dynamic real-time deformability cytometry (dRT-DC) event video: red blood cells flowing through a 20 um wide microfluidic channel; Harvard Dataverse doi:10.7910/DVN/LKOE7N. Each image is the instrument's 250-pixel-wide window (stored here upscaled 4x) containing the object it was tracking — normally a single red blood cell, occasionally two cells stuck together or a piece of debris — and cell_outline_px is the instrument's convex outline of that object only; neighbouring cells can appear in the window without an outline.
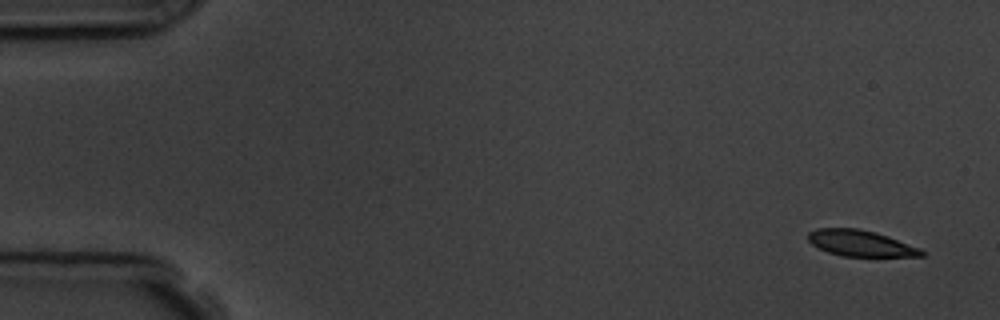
{"species": "common noctule bat (a hibernating species)", "species_latin": "Nyctalus noctula", "temperature_condition": "room temperature", "stored_images_in_passage": 6, "camera_frame_rate_fps": 3000, "um_per_image_px": 0.085, "animal": {"sex": "male", "body_mass_g": 19.5, "forearm_length_mm": 54.6}, "frame": {"image": 1, "passage_image": 1, "time_ms": 0.0, "image_size_px": [1000, 320], "cell_outline_px": [[924, 256], [844, 256], [828, 252], [812, 244], [808, 240], [808, 232], [816, 228], [860, 228], [876, 232], [888, 236], [920, 248], [924, 252]], "centroid_in_image_um": [73.14, 20.66], "position_along_channel_um": 11.9, "area_um2": 17.17}}